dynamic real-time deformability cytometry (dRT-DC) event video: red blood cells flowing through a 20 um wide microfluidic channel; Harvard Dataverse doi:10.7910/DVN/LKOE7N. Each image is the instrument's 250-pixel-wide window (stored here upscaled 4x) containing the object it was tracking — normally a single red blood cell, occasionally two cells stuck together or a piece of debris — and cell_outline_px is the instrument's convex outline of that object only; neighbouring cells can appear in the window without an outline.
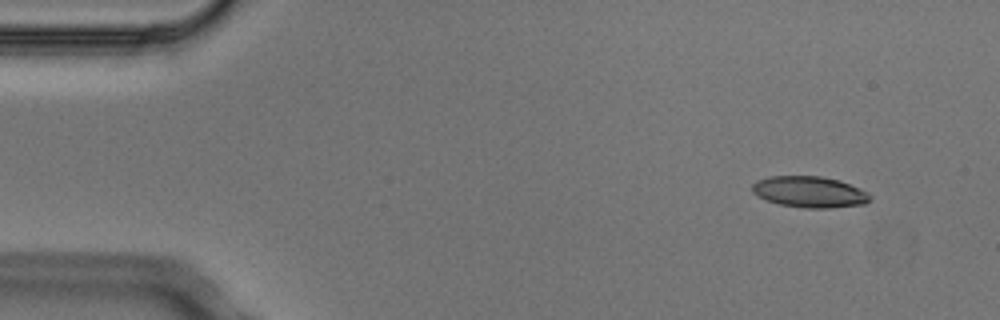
{"species": "Egyptian fruit bat (a non-hibernating species)", "species_latin": "Rousettus aegyptiacus", "temperature_condition": "cold", "stored_images_in_passage": 5, "camera_frame_rate_fps": 3000, "um_per_image_px": 0.085, "animal": {"sex": "male"}, "frame": {"image": 1, "passage_image": 1, "time_ms": 0.0, "image_size_px": [1000, 320], "cell_outline_px": [[872, 200], [864, 204], [828, 208], [804, 208], [780, 204], [756, 196], [752, 192], [752, 184], [756, 180], [772, 176], [820, 176], [840, 180], [860, 188], [868, 192], [872, 196]], "centroid_in_image_um": [68.83, 16.31], "position_along_channel_um": 16.2, "area_um2": 21.56}}
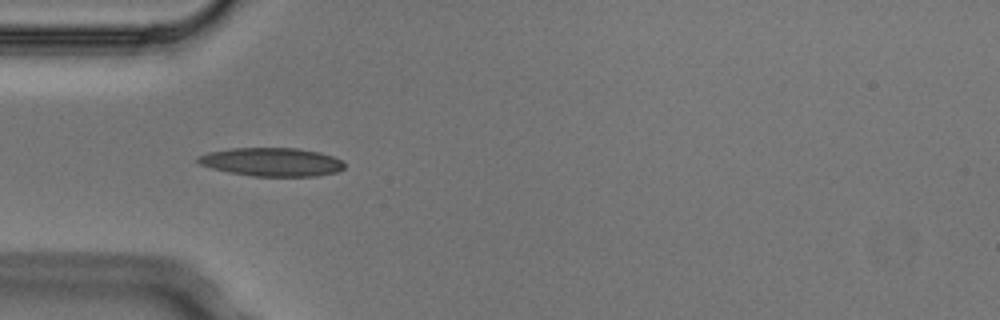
{"frame": {"image": 2, "passage_image": 4, "time_ms": 1.0, "image_size_px": [1000, 320], "cell_outline_px": [[344, 168], [336, 172], [316, 176], [252, 176], [228, 172], [212, 168], [200, 164], [196, 160], [196, 156], [208, 152], [232, 148], [296, 148], [320, 152], [332, 156], [340, 160], [344, 164]], "centroid_in_image_um": [23.07, 13.76], "position_along_channel_um": 61.9, "area_um2": 24.28}}
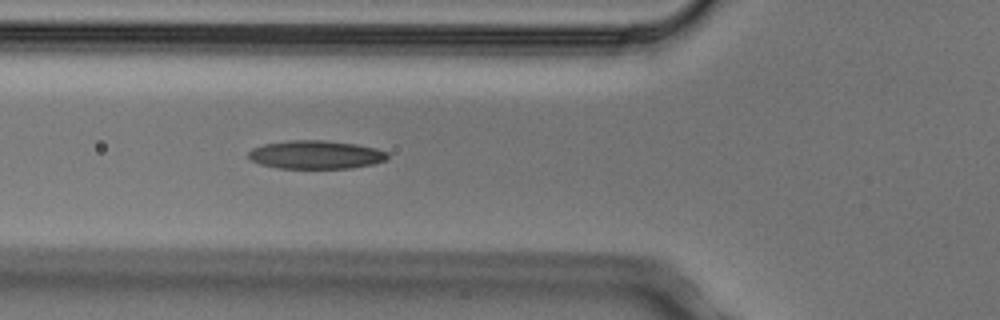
{"frame": {"image": 3, "passage_image": 5, "time_ms": 1.333, "image_size_px": [1000, 320], "cell_outline_px": [[388, 160], [372, 164], [352, 168], [280, 168], [260, 164], [252, 160], [248, 156], [248, 152], [252, 148], [264, 144], [288, 140], [324, 140], [356, 144], [376, 148], [388, 152]], "centroid_in_image_um": [26.86, 13.14], "position_along_channel_um": 98.9, "area_um2": 23.06}}